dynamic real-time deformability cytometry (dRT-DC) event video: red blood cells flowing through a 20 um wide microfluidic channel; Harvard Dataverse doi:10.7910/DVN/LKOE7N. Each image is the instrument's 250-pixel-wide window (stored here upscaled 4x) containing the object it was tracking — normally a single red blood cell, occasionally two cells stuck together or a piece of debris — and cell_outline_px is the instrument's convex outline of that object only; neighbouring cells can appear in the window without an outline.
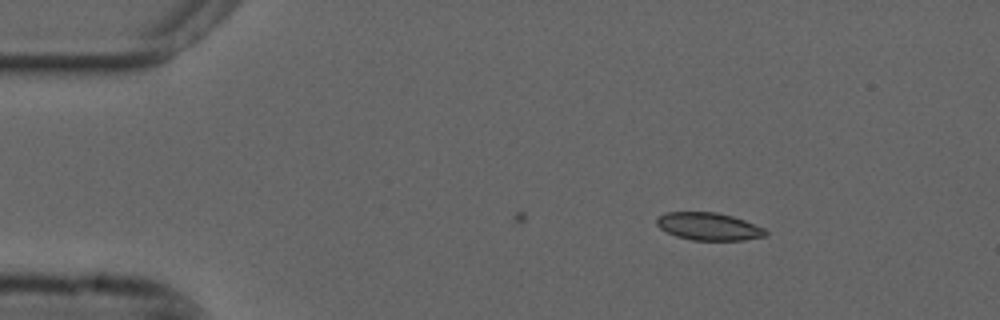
{"species": "common noctule bat (a hibernating species)", "species_latin": "Nyctalus noctula", "temperature_condition": "cold", "stored_images_in_passage": 14, "camera_frame_rate_fps": 3000, "um_per_image_px": 0.085, "animal": {"sex": "male", "forearm_length_mm": 52.5}, "frame": {"image": 1, "passage_image": 1, "time_ms": 0.0, "image_size_px": [1000, 320], "cell_outline_px": [[768, 236], [744, 240], [692, 240], [676, 236], [660, 228], [656, 224], [656, 220], [660, 216], [668, 212], [716, 212], [732, 216], [744, 220], [764, 228], [768, 232]], "centroid_in_image_um": [60.27, 19.25], "position_along_channel_um": 24.7, "area_um2": 17.46}}
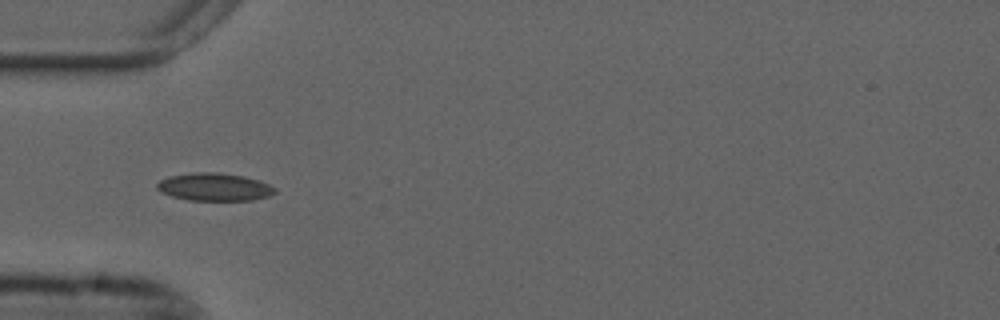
{"frame": {"image": 2, "passage_image": 10, "time_ms": 3.0, "image_size_px": [1000, 320], "cell_outline_px": [[276, 192], [268, 196], [252, 200], [188, 200], [172, 196], [160, 192], [156, 188], [156, 184], [160, 180], [172, 176], [192, 172], [220, 172], [244, 176], [260, 180], [276, 188]], "centroid_in_image_um": [18.23, 15.88], "position_along_channel_um": 66.8, "area_um2": 19.13}}
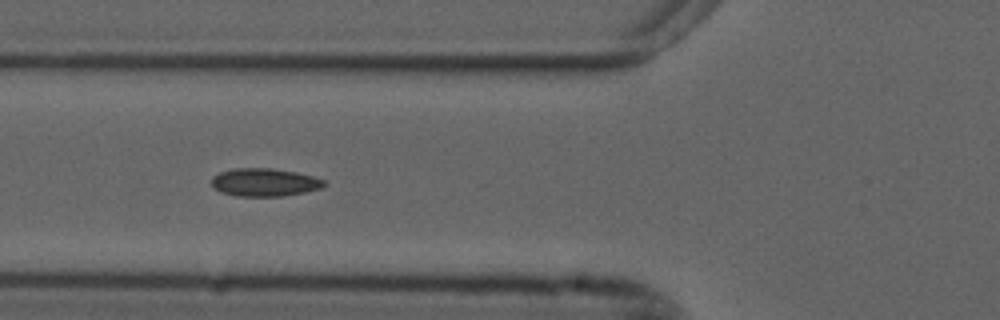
{"frame": {"image": 3, "passage_image": 13, "time_ms": 4.0, "image_size_px": [1000, 320], "cell_outline_px": [[328, 184], [320, 188], [304, 192], [280, 196], [236, 196], [220, 192], [212, 184], [212, 176], [220, 172], [236, 168], [272, 168], [296, 172], [312, 176], [324, 180]], "centroid_in_image_um": [22.48, 15.49], "position_along_channel_um": 103.3, "area_um2": 18.26}}